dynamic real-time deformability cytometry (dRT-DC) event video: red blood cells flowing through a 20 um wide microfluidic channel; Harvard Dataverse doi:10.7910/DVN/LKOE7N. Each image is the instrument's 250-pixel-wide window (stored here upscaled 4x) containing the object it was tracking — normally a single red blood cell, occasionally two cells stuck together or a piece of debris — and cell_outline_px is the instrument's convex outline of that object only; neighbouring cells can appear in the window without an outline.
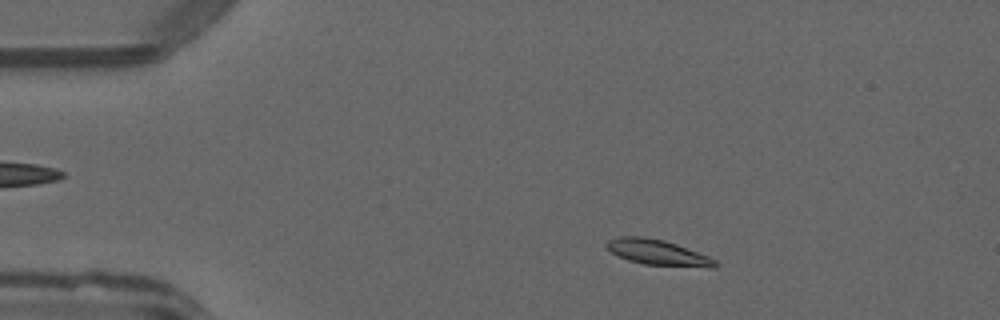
{"species": "common noctule bat (a hibernating species)", "species_latin": "Nyctalus noctula", "temperature_condition": "warm", "stored_images_in_passage": 49, "camera_frame_rate_fps": 3000, "um_per_image_px": 0.085, "animal": {"sex": "male", "forearm_length_mm": 52.5}, "frame": {"image": 1, "passage_image": 7, "time_ms": 2.0, "image_size_px": [1000, 320], "cell_outline_px": [[720, 264], [716, 268], [712, 268], [644, 264], [628, 260], [604, 248], [604, 244], [608, 240], [620, 236], [644, 236], [664, 240], [676, 244], [708, 256], [716, 260]], "centroid_in_image_um": [55.91, 21.46], "position_along_channel_um": 29.1, "area_um2": 16.24}}
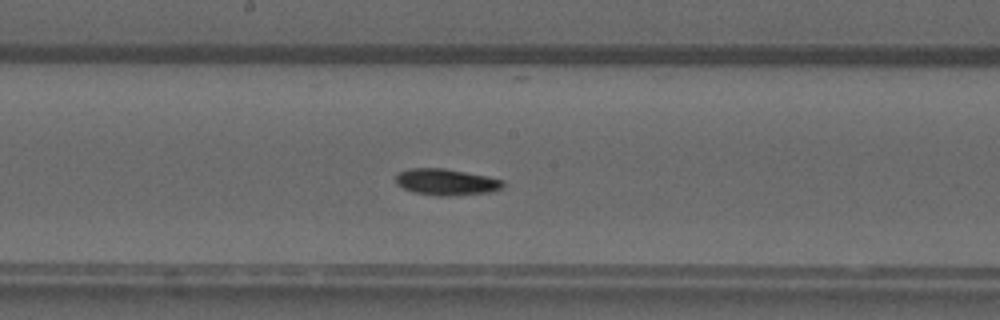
{"frame": {"image": 2, "passage_image": 25, "time_ms": 8.0, "image_size_px": [1000, 320], "cell_outline_px": [[504, 188], [492, 192], [448, 196], [436, 196], [412, 192], [396, 184], [396, 176], [400, 172], [408, 168], [444, 168], [504, 180]], "centroid_in_image_um": [37.93, 15.48], "position_along_channel_um": 210.3, "area_um2": 16.53}}
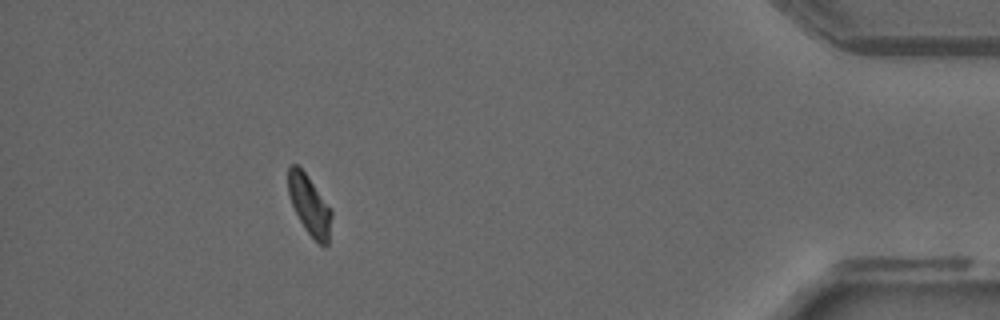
{"frame": {"image": 3, "passage_image": 44, "time_ms": 14.333, "image_size_px": [1000, 320], "cell_outline_px": [[332, 216], [328, 244], [324, 248], [304, 228], [292, 204], [288, 192], [288, 164], [296, 164], [308, 176], [332, 208]], "centroid_in_image_um": [26.32, 17.42], "position_along_channel_um": 408.9, "area_um2": 15.09}, "authors_computed_cell_mechanics": {"area_um2": 15.895, "velocity_mm_per_s": 4.0301, "shape_relaxation_time_tau1_ms": 4.9255, "shape_relaxation_time_tau2_ms": null, "deformation_change_tau1": 0.1661, "deformation_change_tau2": null}}